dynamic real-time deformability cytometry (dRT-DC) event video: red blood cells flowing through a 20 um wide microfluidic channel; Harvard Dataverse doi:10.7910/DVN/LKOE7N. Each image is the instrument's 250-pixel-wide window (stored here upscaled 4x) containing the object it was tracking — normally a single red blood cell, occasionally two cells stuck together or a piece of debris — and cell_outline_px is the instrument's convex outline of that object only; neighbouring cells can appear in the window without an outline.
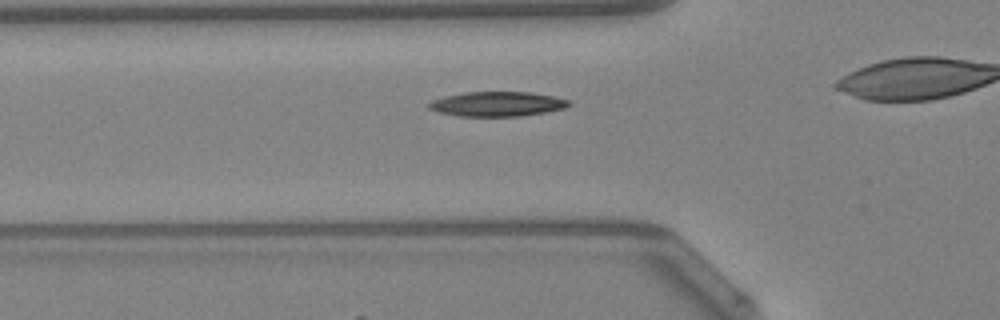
{"species": "Egyptian fruit bat (a non-hibernating species)", "species_latin": "Rousettus aegyptiacus", "temperature_condition": "warm", "stored_images_in_passage": 27, "camera_frame_rate_fps": 3000, "um_per_image_px": 0.085, "animal": {"sex": "female"}, "frame": {"image": 1, "passage_image": 5, "time_ms": 1.333, "image_size_px": [1000, 320], "cell_outline_px": [[572, 104], [564, 108], [544, 112], [520, 116], [460, 116], [436, 112], [428, 108], [428, 104], [432, 100], [444, 96], [464, 92], [532, 92], [552, 96], [568, 100]], "centroid_in_image_um": [42.23, 8.83], "position_along_channel_um": 83.6, "area_um2": 20.11}}